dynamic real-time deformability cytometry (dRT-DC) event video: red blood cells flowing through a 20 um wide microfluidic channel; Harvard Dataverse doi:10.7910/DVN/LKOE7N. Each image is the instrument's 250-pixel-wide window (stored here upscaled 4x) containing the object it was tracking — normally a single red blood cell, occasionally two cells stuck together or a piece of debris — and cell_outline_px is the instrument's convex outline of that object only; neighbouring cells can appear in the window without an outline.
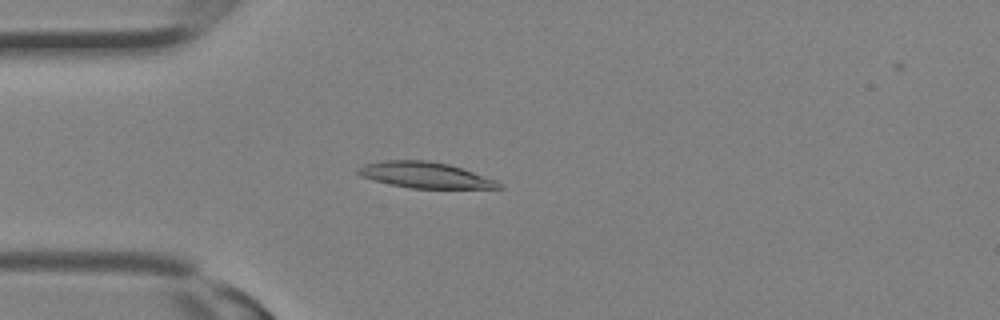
{"species": "Egyptian fruit bat (a non-hibernating species)", "species_latin": "Rousettus aegyptiacus", "temperature_condition": "room temperature", "stored_images_in_passage": 15, "camera_frame_rate_fps": 3000, "um_per_image_px": 0.085, "animal": {"sex": "female"}, "frame": {"image": 1, "passage_image": 7, "time_ms": 2.0, "image_size_px": [1000, 320], "cell_outline_px": [[504, 188], [412, 188], [392, 184], [360, 176], [356, 172], [356, 168], [364, 164], [384, 160], [428, 160], [448, 164], [496, 180], [504, 184]], "centroid_in_image_um": [36.13, 14.87], "position_along_channel_um": 48.9, "area_um2": 21.04}}
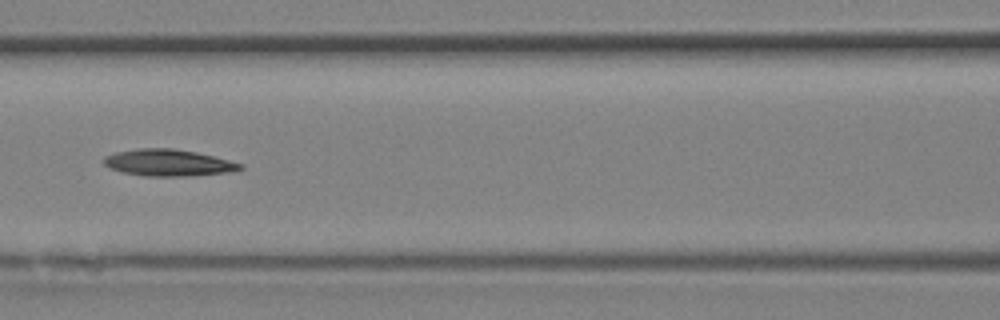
{"frame": {"image": 2, "passage_image": 12, "time_ms": 3.667, "image_size_px": [1000, 320], "cell_outline_px": [[244, 168], [236, 172], [188, 176], [144, 176], [124, 172], [108, 168], [104, 164], [104, 156], [116, 152], [140, 148], [172, 148], [196, 152], [244, 164]], "centroid_in_image_um": [14.34, 13.84], "position_along_channel_um": 152.3, "area_um2": 21.33}}
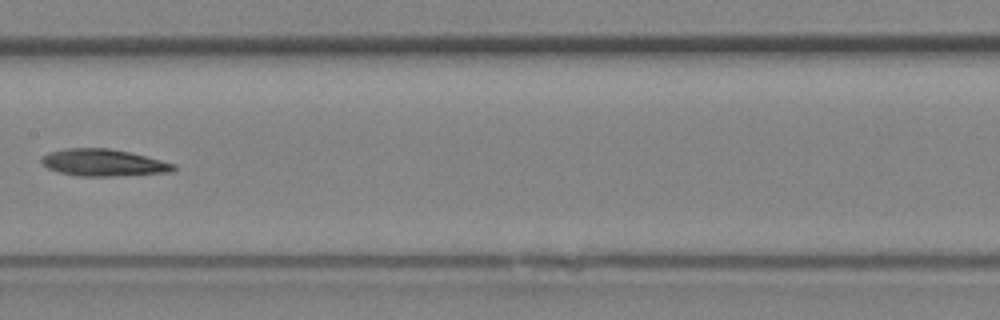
{"frame": {"image": 3, "passage_image": 14, "time_ms": 4.333, "image_size_px": [1000, 320], "cell_outline_px": [[176, 168], [172, 172], [112, 176], [80, 176], [60, 172], [48, 168], [40, 160], [48, 152], [64, 148], [108, 148], [128, 152], [176, 164]], "centroid_in_image_um": [8.79, 13.82], "position_along_channel_um": 198.6, "area_um2": 20.52}}